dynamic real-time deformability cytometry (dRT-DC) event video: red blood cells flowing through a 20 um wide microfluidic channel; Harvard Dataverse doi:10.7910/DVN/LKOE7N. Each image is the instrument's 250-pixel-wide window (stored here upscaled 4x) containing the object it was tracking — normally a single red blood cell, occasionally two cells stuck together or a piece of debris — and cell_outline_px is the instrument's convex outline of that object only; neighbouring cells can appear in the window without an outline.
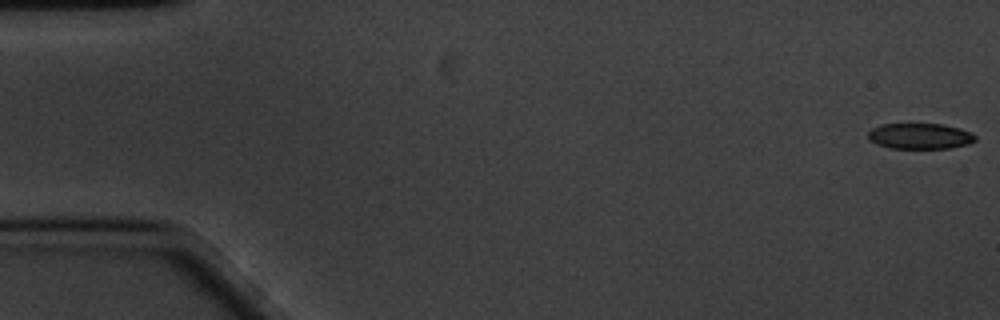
{"species": "common noctule bat (a hibernating species)", "species_latin": "Nyctalus noctula", "temperature_condition": "cold", "stored_images_in_passage": 9, "camera_frame_rate_fps": 3000, "um_per_image_px": 0.085, "animal": {"sex": "male", "body_mass_g": 20.1, "forearm_length_mm": 53.5}, "frame": {"image": 1, "passage_image": 1, "time_ms": 0.0, "image_size_px": [1000, 320], "cell_outline_px": [[976, 140], [968, 144], [952, 148], [892, 148], [876, 144], [868, 136], [868, 132], [872, 128], [880, 124], [944, 124], [960, 128], [972, 132], [976, 136]], "centroid_in_image_um": [78.24, 11.56], "position_along_channel_um": 6.8, "area_um2": 16.13}}